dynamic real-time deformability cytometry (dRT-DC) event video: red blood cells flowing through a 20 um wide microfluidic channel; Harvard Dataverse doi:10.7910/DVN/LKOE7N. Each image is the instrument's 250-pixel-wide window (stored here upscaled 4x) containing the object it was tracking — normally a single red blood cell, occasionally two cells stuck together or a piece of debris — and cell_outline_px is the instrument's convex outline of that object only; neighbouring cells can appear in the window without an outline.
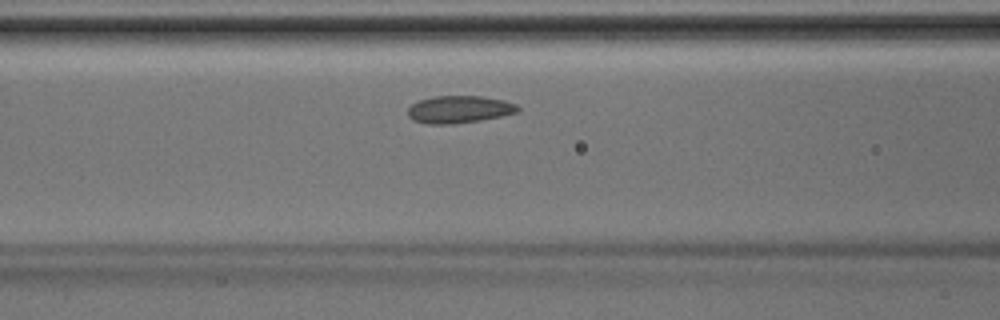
{"species": "Egyptian fruit bat (a non-hibernating species)", "species_latin": "Rousettus aegyptiacus", "temperature_condition": "room temperature", "stored_images_in_passage": 35, "camera_frame_rate_fps": 3000, "um_per_image_px": 0.085, "animal": {"sex": "male"}, "frame": {"image": 1, "passage_image": 9, "time_ms": 2.667, "image_size_px": [1000, 320], "cell_outline_px": [[520, 112], [480, 120], [452, 124], [428, 124], [412, 120], [408, 116], [408, 108], [412, 104], [420, 100], [432, 96], [484, 96], [504, 100], [516, 104], [520, 108]], "centroid_in_image_um": [39.04, 9.29], "position_along_channel_um": 127.6, "area_um2": 17.63}}
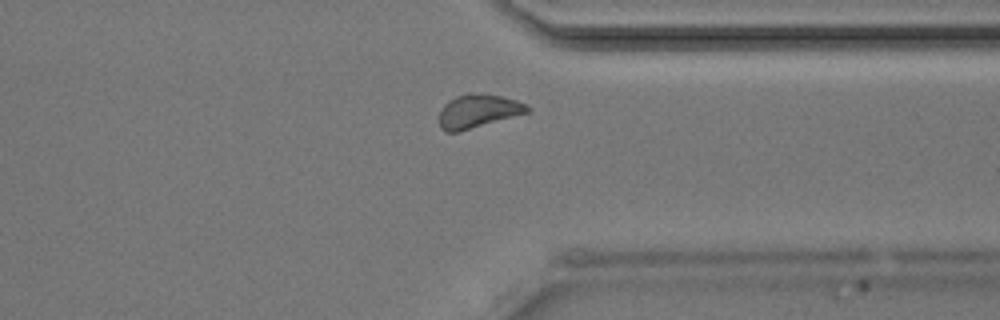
{"frame": {"image": 2, "passage_image": 25, "time_ms": 8.0, "image_size_px": [1000, 320], "cell_outline_px": [[528, 112], [456, 132], [444, 132], [440, 128], [440, 112], [444, 104], [448, 100], [456, 96], [468, 92], [500, 96], [516, 100], [528, 104]], "centroid_in_image_um": [40.59, 9.43], "position_along_channel_um": 370.8, "area_um2": 16.88}}
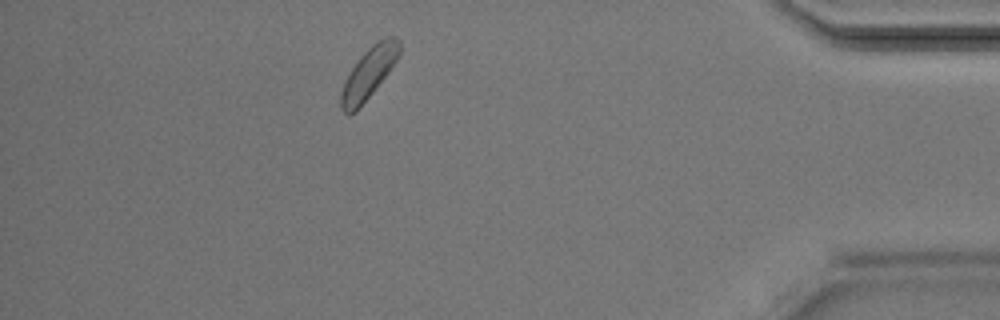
{"frame": {"image": 3, "passage_image": 30, "time_ms": 9.667, "image_size_px": [1000, 320], "cell_outline_px": [[400, 56], [388, 72], [356, 112], [348, 116], [340, 108], [340, 92], [352, 68], [360, 56], [376, 40], [384, 36], [392, 36], [400, 40]], "centroid_in_image_um": [31.35, 6.2], "position_along_channel_um": 403.9, "area_um2": 17.34}}